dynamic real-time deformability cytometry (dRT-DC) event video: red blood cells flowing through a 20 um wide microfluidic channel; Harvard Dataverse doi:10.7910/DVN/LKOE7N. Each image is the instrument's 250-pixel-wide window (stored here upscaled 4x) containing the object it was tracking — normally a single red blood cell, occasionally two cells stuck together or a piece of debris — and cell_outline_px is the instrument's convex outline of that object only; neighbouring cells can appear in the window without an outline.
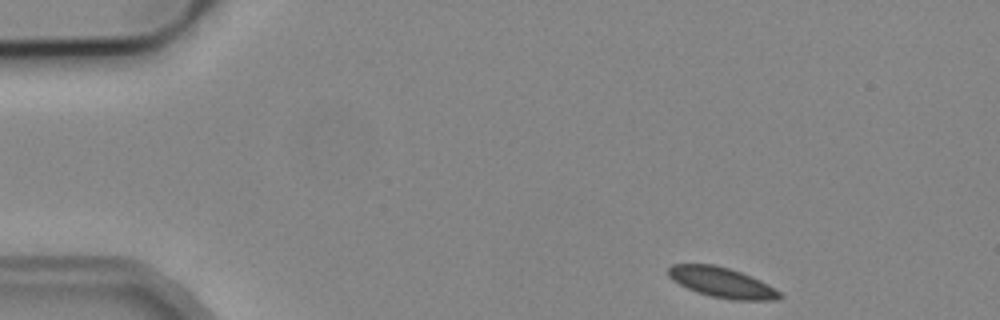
{"species": "common noctule bat (a hibernating species)", "species_latin": "Nyctalus noctula", "temperature_condition": "cold", "stored_images_in_passage": 11, "camera_frame_rate_fps": 3000, "um_per_image_px": 0.085, "animal": {"sex": "male", "body_mass_g": 19.2, "forearm_length_mm": 51.8}, "frame": {"image": 1, "passage_image": 1, "time_ms": 0.0, "image_size_px": [1000, 320], "cell_outline_px": [[784, 296], [780, 300], [732, 300], [712, 296], [696, 292], [680, 284], [668, 276], [668, 268], [672, 264], [712, 264], [728, 268], [740, 272], [760, 280], [768, 284], [780, 292]], "centroid_in_image_um": [61.39, 24.02], "position_along_channel_um": 23.6, "area_um2": 19.48}}